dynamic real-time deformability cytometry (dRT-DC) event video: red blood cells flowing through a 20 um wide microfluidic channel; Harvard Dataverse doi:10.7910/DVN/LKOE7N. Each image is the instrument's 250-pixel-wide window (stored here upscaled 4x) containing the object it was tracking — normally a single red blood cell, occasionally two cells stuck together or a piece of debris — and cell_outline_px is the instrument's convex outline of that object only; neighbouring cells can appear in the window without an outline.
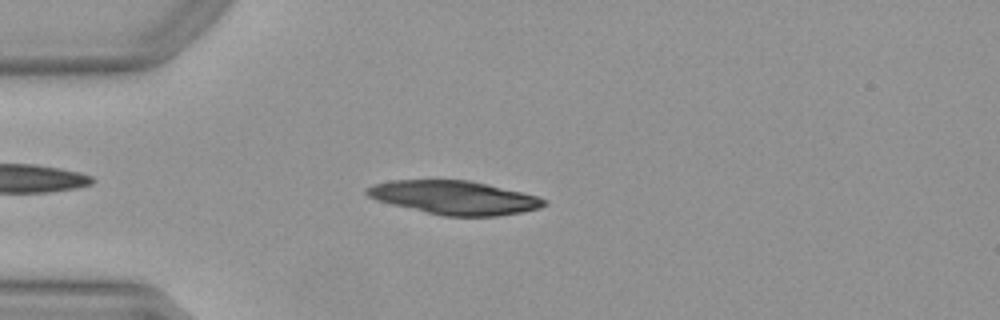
{"species": "Egyptian fruit bat (a non-hibernating species)", "species_latin": "Rousettus aegyptiacus", "temperature_condition": "warm", "stored_images_in_passage": 43, "camera_frame_rate_fps": 3000, "um_per_image_px": 0.085, "animal": {"sex": "female"}, "frame": {"image": 1, "passage_image": 6, "time_ms": 1.667, "image_size_px": [1000, 320], "cell_outline_px": [[548, 204], [540, 208], [520, 212], [496, 216], [448, 216], [428, 212], [392, 204], [376, 200], [368, 196], [364, 192], [368, 188], [376, 184], [392, 180], [468, 180], [488, 184], [536, 196], [548, 200]], "centroid_in_image_um": [38.65, 16.79], "position_along_channel_um": 46.4, "area_um2": 34.22}}